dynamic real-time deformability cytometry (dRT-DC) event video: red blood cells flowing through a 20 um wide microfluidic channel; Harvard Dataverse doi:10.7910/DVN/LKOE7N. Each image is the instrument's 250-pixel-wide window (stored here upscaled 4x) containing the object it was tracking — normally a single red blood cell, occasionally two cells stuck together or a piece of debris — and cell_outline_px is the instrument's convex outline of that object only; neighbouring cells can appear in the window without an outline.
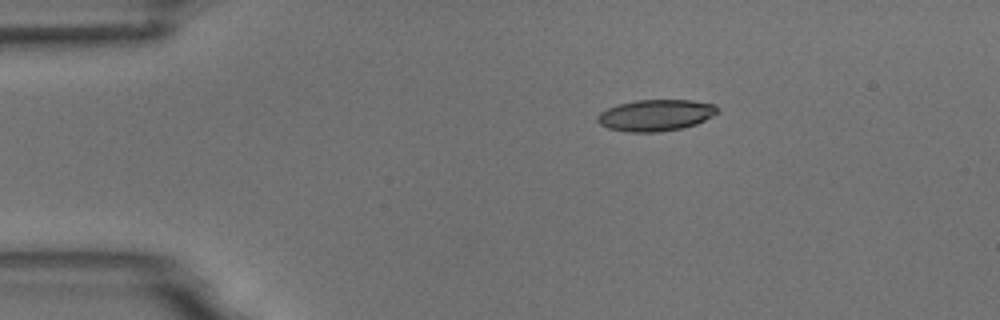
{"species": "common noctule bat (a hibernating species)", "species_latin": "Nyctalus noctula", "temperature_condition": "room temperature", "stored_images_in_passage": 2, "camera_frame_rate_fps": 3000, "um_per_image_px": 0.085, "animal": {"sex": "male", "body_mass_g": 18.8}, "frame": {"image": 1, "passage_image": 1, "time_ms": 0.0, "image_size_px": [1000, 320], "cell_outline_px": [[720, 112], [696, 124], [680, 128], [656, 132], [628, 132], [608, 128], [600, 124], [596, 120], [596, 116], [600, 112], [608, 108], [620, 104], [636, 100], [692, 100], [716, 104], [720, 108]], "centroid_in_image_um": [55.76, 9.79], "position_along_channel_um": 29.2, "area_um2": 22.02}}